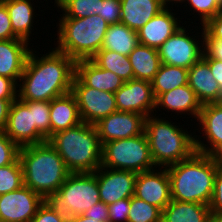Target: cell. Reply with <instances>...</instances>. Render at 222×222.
<instances>
[{
  "mask_svg": "<svg viewBox=\"0 0 222 222\" xmlns=\"http://www.w3.org/2000/svg\"><path fill=\"white\" fill-rule=\"evenodd\" d=\"M33 50L31 48L26 59L17 98L21 101H51L71 92L75 61L53 47L41 58Z\"/></svg>",
  "mask_w": 222,
  "mask_h": 222,
  "instance_id": "1",
  "label": "cell"
},
{
  "mask_svg": "<svg viewBox=\"0 0 222 222\" xmlns=\"http://www.w3.org/2000/svg\"><path fill=\"white\" fill-rule=\"evenodd\" d=\"M219 167L209 155L199 152L168 167L171 199L209 205Z\"/></svg>",
  "mask_w": 222,
  "mask_h": 222,
  "instance_id": "2",
  "label": "cell"
},
{
  "mask_svg": "<svg viewBox=\"0 0 222 222\" xmlns=\"http://www.w3.org/2000/svg\"><path fill=\"white\" fill-rule=\"evenodd\" d=\"M24 185L45 199L57 192L71 174L56 149L48 142L20 147Z\"/></svg>",
  "mask_w": 222,
  "mask_h": 222,
  "instance_id": "3",
  "label": "cell"
},
{
  "mask_svg": "<svg viewBox=\"0 0 222 222\" xmlns=\"http://www.w3.org/2000/svg\"><path fill=\"white\" fill-rule=\"evenodd\" d=\"M47 141L56 149L71 173H94L102 162V144L94 125L81 122L58 131Z\"/></svg>",
  "mask_w": 222,
  "mask_h": 222,
  "instance_id": "4",
  "label": "cell"
},
{
  "mask_svg": "<svg viewBox=\"0 0 222 222\" xmlns=\"http://www.w3.org/2000/svg\"><path fill=\"white\" fill-rule=\"evenodd\" d=\"M182 129L174 122L153 114L145 118L144 133L155 167L168 168L196 152L195 137Z\"/></svg>",
  "mask_w": 222,
  "mask_h": 222,
  "instance_id": "5",
  "label": "cell"
},
{
  "mask_svg": "<svg viewBox=\"0 0 222 222\" xmlns=\"http://www.w3.org/2000/svg\"><path fill=\"white\" fill-rule=\"evenodd\" d=\"M56 50L75 62L91 59L102 48L109 24L99 15L61 18L58 23Z\"/></svg>",
  "mask_w": 222,
  "mask_h": 222,
  "instance_id": "6",
  "label": "cell"
},
{
  "mask_svg": "<svg viewBox=\"0 0 222 222\" xmlns=\"http://www.w3.org/2000/svg\"><path fill=\"white\" fill-rule=\"evenodd\" d=\"M97 177L94 173H71L57 192L44 202L60 217L70 220L100 202Z\"/></svg>",
  "mask_w": 222,
  "mask_h": 222,
  "instance_id": "7",
  "label": "cell"
},
{
  "mask_svg": "<svg viewBox=\"0 0 222 222\" xmlns=\"http://www.w3.org/2000/svg\"><path fill=\"white\" fill-rule=\"evenodd\" d=\"M101 166L136 173L155 169L145 133L104 143Z\"/></svg>",
  "mask_w": 222,
  "mask_h": 222,
  "instance_id": "8",
  "label": "cell"
},
{
  "mask_svg": "<svg viewBox=\"0 0 222 222\" xmlns=\"http://www.w3.org/2000/svg\"><path fill=\"white\" fill-rule=\"evenodd\" d=\"M181 26L158 49L161 64L191 68L203 57L205 51V31L202 28L201 44L196 36H189L190 32ZM188 32V33H186ZM202 46V47H201Z\"/></svg>",
  "mask_w": 222,
  "mask_h": 222,
  "instance_id": "9",
  "label": "cell"
},
{
  "mask_svg": "<svg viewBox=\"0 0 222 222\" xmlns=\"http://www.w3.org/2000/svg\"><path fill=\"white\" fill-rule=\"evenodd\" d=\"M71 92L76 97L82 122L95 125L102 118L118 111L114 93L88 87L76 75Z\"/></svg>",
  "mask_w": 222,
  "mask_h": 222,
  "instance_id": "10",
  "label": "cell"
},
{
  "mask_svg": "<svg viewBox=\"0 0 222 222\" xmlns=\"http://www.w3.org/2000/svg\"><path fill=\"white\" fill-rule=\"evenodd\" d=\"M3 132L19 147L47 141L36 129L33 109H29L18 98L11 103L7 124Z\"/></svg>",
  "mask_w": 222,
  "mask_h": 222,
  "instance_id": "11",
  "label": "cell"
},
{
  "mask_svg": "<svg viewBox=\"0 0 222 222\" xmlns=\"http://www.w3.org/2000/svg\"><path fill=\"white\" fill-rule=\"evenodd\" d=\"M118 111L132 112L145 118L154 114L155 97L150 81L131 79L126 81L115 93Z\"/></svg>",
  "mask_w": 222,
  "mask_h": 222,
  "instance_id": "12",
  "label": "cell"
},
{
  "mask_svg": "<svg viewBox=\"0 0 222 222\" xmlns=\"http://www.w3.org/2000/svg\"><path fill=\"white\" fill-rule=\"evenodd\" d=\"M44 199L27 186L0 195V219L7 222H30Z\"/></svg>",
  "mask_w": 222,
  "mask_h": 222,
  "instance_id": "13",
  "label": "cell"
},
{
  "mask_svg": "<svg viewBox=\"0 0 222 222\" xmlns=\"http://www.w3.org/2000/svg\"><path fill=\"white\" fill-rule=\"evenodd\" d=\"M103 145L112 140L138 136L144 132L145 117L138 113L116 111L102 118L95 125Z\"/></svg>",
  "mask_w": 222,
  "mask_h": 222,
  "instance_id": "14",
  "label": "cell"
},
{
  "mask_svg": "<svg viewBox=\"0 0 222 222\" xmlns=\"http://www.w3.org/2000/svg\"><path fill=\"white\" fill-rule=\"evenodd\" d=\"M94 174L97 177L100 199L106 205L134 195L138 173L101 166Z\"/></svg>",
  "mask_w": 222,
  "mask_h": 222,
  "instance_id": "15",
  "label": "cell"
},
{
  "mask_svg": "<svg viewBox=\"0 0 222 222\" xmlns=\"http://www.w3.org/2000/svg\"><path fill=\"white\" fill-rule=\"evenodd\" d=\"M159 169L138 173L134 196L163 210L172 199L167 168Z\"/></svg>",
  "mask_w": 222,
  "mask_h": 222,
  "instance_id": "16",
  "label": "cell"
},
{
  "mask_svg": "<svg viewBox=\"0 0 222 222\" xmlns=\"http://www.w3.org/2000/svg\"><path fill=\"white\" fill-rule=\"evenodd\" d=\"M171 11L164 8L137 32L139 44L159 49L181 27V21Z\"/></svg>",
  "mask_w": 222,
  "mask_h": 222,
  "instance_id": "17",
  "label": "cell"
},
{
  "mask_svg": "<svg viewBox=\"0 0 222 222\" xmlns=\"http://www.w3.org/2000/svg\"><path fill=\"white\" fill-rule=\"evenodd\" d=\"M197 121L208 144L194 135L196 152L209 155L222 142V102L202 105Z\"/></svg>",
  "mask_w": 222,
  "mask_h": 222,
  "instance_id": "18",
  "label": "cell"
},
{
  "mask_svg": "<svg viewBox=\"0 0 222 222\" xmlns=\"http://www.w3.org/2000/svg\"><path fill=\"white\" fill-rule=\"evenodd\" d=\"M28 45L20 38L0 40V76L12 79L18 85L31 50Z\"/></svg>",
  "mask_w": 222,
  "mask_h": 222,
  "instance_id": "19",
  "label": "cell"
},
{
  "mask_svg": "<svg viewBox=\"0 0 222 222\" xmlns=\"http://www.w3.org/2000/svg\"><path fill=\"white\" fill-rule=\"evenodd\" d=\"M188 85L202 105L221 102L220 87L203 58L188 69Z\"/></svg>",
  "mask_w": 222,
  "mask_h": 222,
  "instance_id": "20",
  "label": "cell"
},
{
  "mask_svg": "<svg viewBox=\"0 0 222 222\" xmlns=\"http://www.w3.org/2000/svg\"><path fill=\"white\" fill-rule=\"evenodd\" d=\"M75 75L88 87L115 93L125 82L115 73L102 69L91 59L75 62Z\"/></svg>",
  "mask_w": 222,
  "mask_h": 222,
  "instance_id": "21",
  "label": "cell"
},
{
  "mask_svg": "<svg viewBox=\"0 0 222 222\" xmlns=\"http://www.w3.org/2000/svg\"><path fill=\"white\" fill-rule=\"evenodd\" d=\"M159 106L165 111L192 115L194 119H198L202 109V104L188 84L160 94L155 99V108L159 110Z\"/></svg>",
  "mask_w": 222,
  "mask_h": 222,
  "instance_id": "22",
  "label": "cell"
},
{
  "mask_svg": "<svg viewBox=\"0 0 222 222\" xmlns=\"http://www.w3.org/2000/svg\"><path fill=\"white\" fill-rule=\"evenodd\" d=\"M51 135L77 126L82 122L77 100L72 92L50 101Z\"/></svg>",
  "mask_w": 222,
  "mask_h": 222,
  "instance_id": "23",
  "label": "cell"
},
{
  "mask_svg": "<svg viewBox=\"0 0 222 222\" xmlns=\"http://www.w3.org/2000/svg\"><path fill=\"white\" fill-rule=\"evenodd\" d=\"M120 4V22L136 32L164 9L159 0H120Z\"/></svg>",
  "mask_w": 222,
  "mask_h": 222,
  "instance_id": "24",
  "label": "cell"
},
{
  "mask_svg": "<svg viewBox=\"0 0 222 222\" xmlns=\"http://www.w3.org/2000/svg\"><path fill=\"white\" fill-rule=\"evenodd\" d=\"M9 13L13 33L20 39L30 42V34L36 12L31 0H1Z\"/></svg>",
  "mask_w": 222,
  "mask_h": 222,
  "instance_id": "25",
  "label": "cell"
},
{
  "mask_svg": "<svg viewBox=\"0 0 222 222\" xmlns=\"http://www.w3.org/2000/svg\"><path fill=\"white\" fill-rule=\"evenodd\" d=\"M210 215L209 205L171 200L162 210L161 222H206Z\"/></svg>",
  "mask_w": 222,
  "mask_h": 222,
  "instance_id": "26",
  "label": "cell"
},
{
  "mask_svg": "<svg viewBox=\"0 0 222 222\" xmlns=\"http://www.w3.org/2000/svg\"><path fill=\"white\" fill-rule=\"evenodd\" d=\"M134 72V79L152 81L161 65L158 49L137 45L128 55Z\"/></svg>",
  "mask_w": 222,
  "mask_h": 222,
  "instance_id": "27",
  "label": "cell"
},
{
  "mask_svg": "<svg viewBox=\"0 0 222 222\" xmlns=\"http://www.w3.org/2000/svg\"><path fill=\"white\" fill-rule=\"evenodd\" d=\"M137 45H139L137 32L119 22L108 26L101 50H110L128 56Z\"/></svg>",
  "mask_w": 222,
  "mask_h": 222,
  "instance_id": "28",
  "label": "cell"
},
{
  "mask_svg": "<svg viewBox=\"0 0 222 222\" xmlns=\"http://www.w3.org/2000/svg\"><path fill=\"white\" fill-rule=\"evenodd\" d=\"M155 99L164 92L188 84V69L173 65L161 64L151 81Z\"/></svg>",
  "mask_w": 222,
  "mask_h": 222,
  "instance_id": "29",
  "label": "cell"
},
{
  "mask_svg": "<svg viewBox=\"0 0 222 222\" xmlns=\"http://www.w3.org/2000/svg\"><path fill=\"white\" fill-rule=\"evenodd\" d=\"M91 60L100 68L109 70L124 82L134 79V72L128 56L110 50H99Z\"/></svg>",
  "mask_w": 222,
  "mask_h": 222,
  "instance_id": "30",
  "label": "cell"
},
{
  "mask_svg": "<svg viewBox=\"0 0 222 222\" xmlns=\"http://www.w3.org/2000/svg\"><path fill=\"white\" fill-rule=\"evenodd\" d=\"M103 0H63L57 5L63 13L61 18H84L99 15Z\"/></svg>",
  "mask_w": 222,
  "mask_h": 222,
  "instance_id": "31",
  "label": "cell"
},
{
  "mask_svg": "<svg viewBox=\"0 0 222 222\" xmlns=\"http://www.w3.org/2000/svg\"><path fill=\"white\" fill-rule=\"evenodd\" d=\"M162 210L136 196L130 197L127 222H161Z\"/></svg>",
  "mask_w": 222,
  "mask_h": 222,
  "instance_id": "32",
  "label": "cell"
},
{
  "mask_svg": "<svg viewBox=\"0 0 222 222\" xmlns=\"http://www.w3.org/2000/svg\"><path fill=\"white\" fill-rule=\"evenodd\" d=\"M24 185L19 158L12 164L0 167V195L20 189Z\"/></svg>",
  "mask_w": 222,
  "mask_h": 222,
  "instance_id": "33",
  "label": "cell"
},
{
  "mask_svg": "<svg viewBox=\"0 0 222 222\" xmlns=\"http://www.w3.org/2000/svg\"><path fill=\"white\" fill-rule=\"evenodd\" d=\"M29 109H33L36 129L48 139L51 136L50 101H22Z\"/></svg>",
  "mask_w": 222,
  "mask_h": 222,
  "instance_id": "34",
  "label": "cell"
},
{
  "mask_svg": "<svg viewBox=\"0 0 222 222\" xmlns=\"http://www.w3.org/2000/svg\"><path fill=\"white\" fill-rule=\"evenodd\" d=\"M198 13L202 26L210 19L222 13V4L219 0H185Z\"/></svg>",
  "mask_w": 222,
  "mask_h": 222,
  "instance_id": "35",
  "label": "cell"
},
{
  "mask_svg": "<svg viewBox=\"0 0 222 222\" xmlns=\"http://www.w3.org/2000/svg\"><path fill=\"white\" fill-rule=\"evenodd\" d=\"M20 147L0 131V167L14 163L19 158Z\"/></svg>",
  "mask_w": 222,
  "mask_h": 222,
  "instance_id": "36",
  "label": "cell"
},
{
  "mask_svg": "<svg viewBox=\"0 0 222 222\" xmlns=\"http://www.w3.org/2000/svg\"><path fill=\"white\" fill-rule=\"evenodd\" d=\"M121 10L120 0H103L100 3L99 16L112 25L120 22Z\"/></svg>",
  "mask_w": 222,
  "mask_h": 222,
  "instance_id": "37",
  "label": "cell"
},
{
  "mask_svg": "<svg viewBox=\"0 0 222 222\" xmlns=\"http://www.w3.org/2000/svg\"><path fill=\"white\" fill-rule=\"evenodd\" d=\"M130 198H123L108 205L109 222H127Z\"/></svg>",
  "mask_w": 222,
  "mask_h": 222,
  "instance_id": "38",
  "label": "cell"
},
{
  "mask_svg": "<svg viewBox=\"0 0 222 222\" xmlns=\"http://www.w3.org/2000/svg\"><path fill=\"white\" fill-rule=\"evenodd\" d=\"M209 208L211 214L222 217V166L218 168L215 175L214 191Z\"/></svg>",
  "mask_w": 222,
  "mask_h": 222,
  "instance_id": "39",
  "label": "cell"
},
{
  "mask_svg": "<svg viewBox=\"0 0 222 222\" xmlns=\"http://www.w3.org/2000/svg\"><path fill=\"white\" fill-rule=\"evenodd\" d=\"M202 27L205 42H222V13L210 18Z\"/></svg>",
  "mask_w": 222,
  "mask_h": 222,
  "instance_id": "40",
  "label": "cell"
},
{
  "mask_svg": "<svg viewBox=\"0 0 222 222\" xmlns=\"http://www.w3.org/2000/svg\"><path fill=\"white\" fill-rule=\"evenodd\" d=\"M13 33L10 16L5 4L0 0V40L17 39Z\"/></svg>",
  "mask_w": 222,
  "mask_h": 222,
  "instance_id": "41",
  "label": "cell"
},
{
  "mask_svg": "<svg viewBox=\"0 0 222 222\" xmlns=\"http://www.w3.org/2000/svg\"><path fill=\"white\" fill-rule=\"evenodd\" d=\"M30 222H67V220L60 217L48 204L43 202Z\"/></svg>",
  "mask_w": 222,
  "mask_h": 222,
  "instance_id": "42",
  "label": "cell"
},
{
  "mask_svg": "<svg viewBox=\"0 0 222 222\" xmlns=\"http://www.w3.org/2000/svg\"><path fill=\"white\" fill-rule=\"evenodd\" d=\"M18 85L12 80L4 76H0V99L16 100Z\"/></svg>",
  "mask_w": 222,
  "mask_h": 222,
  "instance_id": "43",
  "label": "cell"
},
{
  "mask_svg": "<svg viewBox=\"0 0 222 222\" xmlns=\"http://www.w3.org/2000/svg\"><path fill=\"white\" fill-rule=\"evenodd\" d=\"M82 215L94 220H100V222H109L108 205L102 201L92 205Z\"/></svg>",
  "mask_w": 222,
  "mask_h": 222,
  "instance_id": "44",
  "label": "cell"
},
{
  "mask_svg": "<svg viewBox=\"0 0 222 222\" xmlns=\"http://www.w3.org/2000/svg\"><path fill=\"white\" fill-rule=\"evenodd\" d=\"M202 58L209 64L210 71L220 87L222 102V60L212 58L206 51Z\"/></svg>",
  "mask_w": 222,
  "mask_h": 222,
  "instance_id": "45",
  "label": "cell"
},
{
  "mask_svg": "<svg viewBox=\"0 0 222 222\" xmlns=\"http://www.w3.org/2000/svg\"><path fill=\"white\" fill-rule=\"evenodd\" d=\"M13 101L0 99V131H4L6 127L9 109Z\"/></svg>",
  "mask_w": 222,
  "mask_h": 222,
  "instance_id": "46",
  "label": "cell"
},
{
  "mask_svg": "<svg viewBox=\"0 0 222 222\" xmlns=\"http://www.w3.org/2000/svg\"><path fill=\"white\" fill-rule=\"evenodd\" d=\"M205 51L212 58L222 60V42H205Z\"/></svg>",
  "mask_w": 222,
  "mask_h": 222,
  "instance_id": "47",
  "label": "cell"
},
{
  "mask_svg": "<svg viewBox=\"0 0 222 222\" xmlns=\"http://www.w3.org/2000/svg\"><path fill=\"white\" fill-rule=\"evenodd\" d=\"M219 166H222V142L209 154Z\"/></svg>",
  "mask_w": 222,
  "mask_h": 222,
  "instance_id": "48",
  "label": "cell"
},
{
  "mask_svg": "<svg viewBox=\"0 0 222 222\" xmlns=\"http://www.w3.org/2000/svg\"><path fill=\"white\" fill-rule=\"evenodd\" d=\"M67 222H100V220H94L90 217H85L81 215H75L72 219L67 220Z\"/></svg>",
  "mask_w": 222,
  "mask_h": 222,
  "instance_id": "49",
  "label": "cell"
},
{
  "mask_svg": "<svg viewBox=\"0 0 222 222\" xmlns=\"http://www.w3.org/2000/svg\"><path fill=\"white\" fill-rule=\"evenodd\" d=\"M159 2H160V4L164 7V8H170L169 7V5H171L170 3H172V6H173V4H177V3H179V5H180V3H185V0H159Z\"/></svg>",
  "mask_w": 222,
  "mask_h": 222,
  "instance_id": "50",
  "label": "cell"
},
{
  "mask_svg": "<svg viewBox=\"0 0 222 222\" xmlns=\"http://www.w3.org/2000/svg\"><path fill=\"white\" fill-rule=\"evenodd\" d=\"M206 222H222V217L211 214Z\"/></svg>",
  "mask_w": 222,
  "mask_h": 222,
  "instance_id": "51",
  "label": "cell"
},
{
  "mask_svg": "<svg viewBox=\"0 0 222 222\" xmlns=\"http://www.w3.org/2000/svg\"><path fill=\"white\" fill-rule=\"evenodd\" d=\"M63 0H55V4H56V6L59 4V3H61Z\"/></svg>",
  "mask_w": 222,
  "mask_h": 222,
  "instance_id": "52",
  "label": "cell"
}]
</instances>
